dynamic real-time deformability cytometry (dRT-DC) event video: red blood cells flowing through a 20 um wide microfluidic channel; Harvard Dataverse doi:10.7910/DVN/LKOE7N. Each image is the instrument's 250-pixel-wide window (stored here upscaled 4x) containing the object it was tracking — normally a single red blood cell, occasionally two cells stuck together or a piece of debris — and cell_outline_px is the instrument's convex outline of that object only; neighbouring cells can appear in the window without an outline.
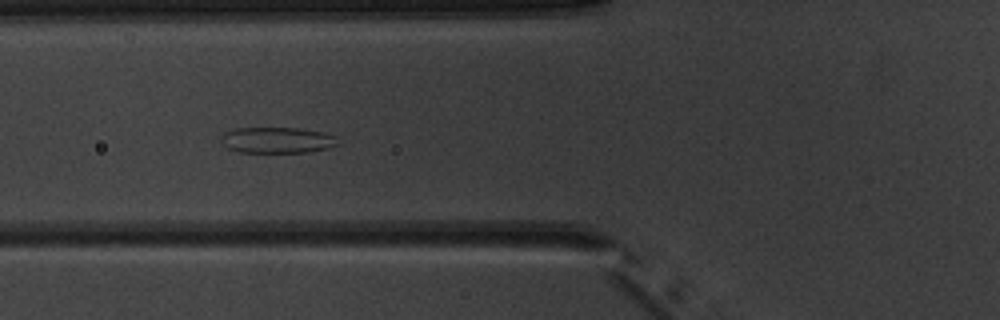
{"species": "common noctule bat (a hibernating species)", "species_latin": "Nyctalus noctula", "temperature_condition": "warm", "stored_images_in_passage": 7, "camera_frame_rate_fps": 3000, "um_per_image_px": 0.085, "animal": {"sex": "male", "body_mass_g": 20.1, "forearm_length_mm": 53.5}, "frame": {"image": 1, "passage_image": 6, "time_ms": 5.667, "image_size_px": [1000, 320], "cell_outline_px": [[340, 144], [328, 148], [308, 152], [240, 152], [228, 148], [220, 140], [220, 136], [224, 132], [236, 128], [296, 128], [324, 132], [336, 136]], "centroid_in_image_um": [23.57, 11.91], "position_along_channel_um": 102.2, "area_um2": 17.74}}